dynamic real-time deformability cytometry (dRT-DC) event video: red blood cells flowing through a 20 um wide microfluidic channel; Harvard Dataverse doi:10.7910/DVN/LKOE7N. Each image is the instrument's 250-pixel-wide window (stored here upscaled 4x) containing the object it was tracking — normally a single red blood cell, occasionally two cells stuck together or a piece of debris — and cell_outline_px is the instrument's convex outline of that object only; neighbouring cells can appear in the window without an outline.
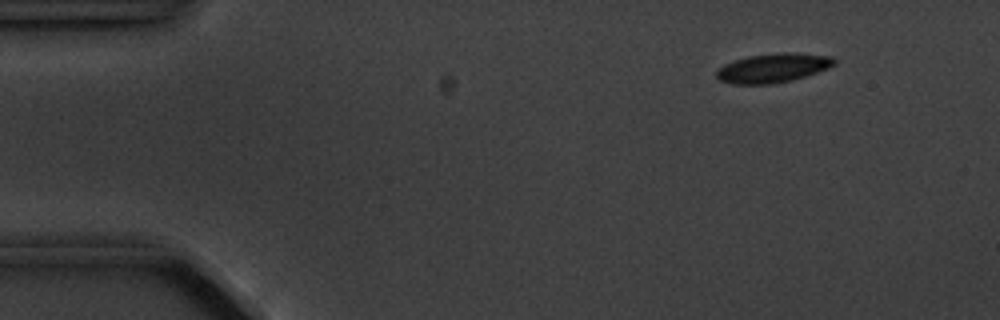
{"species": "common noctule bat (a hibernating species)", "species_latin": "Nyctalus noctula", "temperature_condition": "cold", "stored_images_in_passage": 3, "camera_frame_rate_fps": 3000, "um_per_image_px": 0.085, "animal": {"sex": "male", "body_mass_g": 20.1, "forearm_length_mm": 53.5}, "frame": {"image": 1, "passage_image": 2, "time_ms": 1.333, "image_size_px": [1000, 320], "cell_outline_px": [[836, 64], [828, 68], [792, 80], [772, 84], [732, 84], [720, 80], [716, 76], [716, 72], [724, 64], [748, 56], [784, 52], [796, 52], [832, 56], [836, 60]], "centroid_in_image_um": [65.73, 5.77], "position_along_channel_um": 19.3, "area_um2": 19.94}}